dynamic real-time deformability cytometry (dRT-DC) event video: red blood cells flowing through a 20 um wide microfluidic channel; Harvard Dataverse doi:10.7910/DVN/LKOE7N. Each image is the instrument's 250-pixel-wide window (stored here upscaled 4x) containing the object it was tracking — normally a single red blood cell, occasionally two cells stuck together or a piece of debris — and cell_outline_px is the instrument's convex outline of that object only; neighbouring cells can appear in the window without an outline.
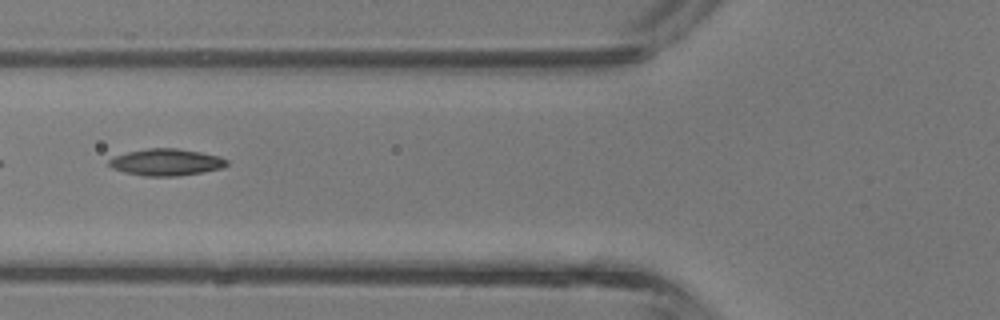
{"species": "common noctule bat (a hibernating species)", "species_latin": "Nyctalus noctula", "temperature_condition": "room temperature", "stored_images_in_passage": 34, "camera_frame_rate_fps": 3000, "um_per_image_px": 0.085, "animal": {"sex": "male", "body_mass_g": 13.3}, "frame": {"image": 1, "passage_image": 9, "time_ms": 2.667, "image_size_px": [1000, 320], "cell_outline_px": [[228, 164], [220, 168], [200, 172], [176, 176], [144, 176], [124, 172], [112, 168], [108, 164], [108, 160], [116, 156], [128, 152], [148, 148], [176, 148], [200, 152], [220, 156], [228, 160]], "centroid_in_image_um": [14.11, 13.78], "position_along_channel_um": 111.7, "area_um2": 18.21}}
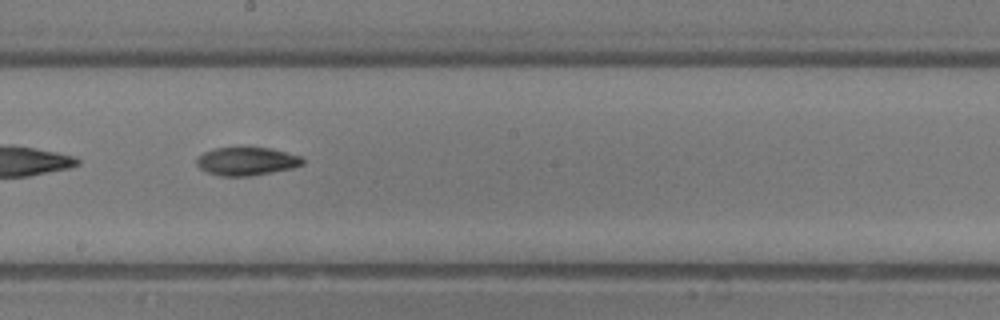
{"frame": {"image": 2, "passage_image": 16, "time_ms": 5.0, "image_size_px": [1000, 320], "cell_outline_px": [[304, 164], [292, 168], [272, 172], [248, 176], [220, 176], [208, 172], [200, 168], [196, 164], [196, 160], [204, 152], [216, 148], [268, 148], [300, 156], [304, 160]], "centroid_in_image_um": [20.96, 13.72], "position_along_channel_um": 227.2, "area_um2": 17.11}}
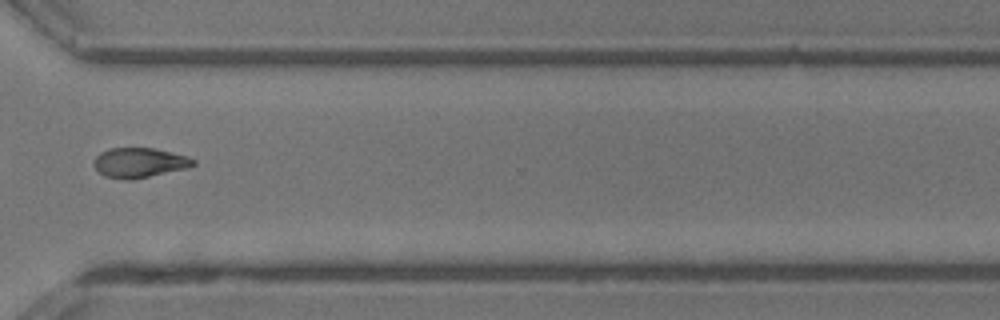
{"frame": {"image": 3, "passage_image": 24, "time_ms": 7.667, "image_size_px": [1000, 320], "cell_outline_px": [[196, 164], [188, 168], [132, 180], [124, 180], [104, 176], [92, 164], [92, 160], [100, 152], [108, 148], [152, 148], [184, 156], [196, 160]], "centroid_in_image_um": [11.8, 13.84], "position_along_channel_um": 358.8, "area_um2": 17.28}}